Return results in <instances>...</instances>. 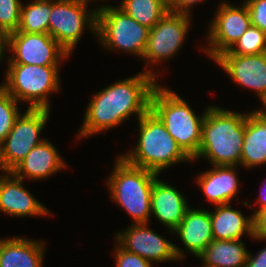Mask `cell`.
I'll list each match as a JSON object with an SVG mask.
<instances>
[{"label": "cell", "mask_w": 266, "mask_h": 267, "mask_svg": "<svg viewBox=\"0 0 266 267\" xmlns=\"http://www.w3.org/2000/svg\"><path fill=\"white\" fill-rule=\"evenodd\" d=\"M245 4L248 7L252 25L266 34V0H246Z\"/></svg>", "instance_id": "obj_29"}, {"label": "cell", "mask_w": 266, "mask_h": 267, "mask_svg": "<svg viewBox=\"0 0 266 267\" xmlns=\"http://www.w3.org/2000/svg\"><path fill=\"white\" fill-rule=\"evenodd\" d=\"M66 164L57 149L46 139L36 145L10 172L24 180L43 179L63 169Z\"/></svg>", "instance_id": "obj_17"}, {"label": "cell", "mask_w": 266, "mask_h": 267, "mask_svg": "<svg viewBox=\"0 0 266 267\" xmlns=\"http://www.w3.org/2000/svg\"><path fill=\"white\" fill-rule=\"evenodd\" d=\"M173 232L179 235L188 251L198 257L213 241L210 211L189 207Z\"/></svg>", "instance_id": "obj_18"}, {"label": "cell", "mask_w": 266, "mask_h": 267, "mask_svg": "<svg viewBox=\"0 0 266 267\" xmlns=\"http://www.w3.org/2000/svg\"><path fill=\"white\" fill-rule=\"evenodd\" d=\"M115 164L107 181L110 197L131 215L134 224H148L152 187L159 175L131 165L122 156Z\"/></svg>", "instance_id": "obj_5"}, {"label": "cell", "mask_w": 266, "mask_h": 267, "mask_svg": "<svg viewBox=\"0 0 266 267\" xmlns=\"http://www.w3.org/2000/svg\"><path fill=\"white\" fill-rule=\"evenodd\" d=\"M131 225L125 232L118 233L115 237L116 243L128 252L150 262L172 261L184 257L180 248L147 228L146 223Z\"/></svg>", "instance_id": "obj_13"}, {"label": "cell", "mask_w": 266, "mask_h": 267, "mask_svg": "<svg viewBox=\"0 0 266 267\" xmlns=\"http://www.w3.org/2000/svg\"><path fill=\"white\" fill-rule=\"evenodd\" d=\"M247 115L210 106L205 111L201 143L192 159L205 157L212 165L240 164Z\"/></svg>", "instance_id": "obj_2"}, {"label": "cell", "mask_w": 266, "mask_h": 267, "mask_svg": "<svg viewBox=\"0 0 266 267\" xmlns=\"http://www.w3.org/2000/svg\"><path fill=\"white\" fill-rule=\"evenodd\" d=\"M97 39L105 48L121 49L143 58L150 29L139 24L118 7L97 9Z\"/></svg>", "instance_id": "obj_7"}, {"label": "cell", "mask_w": 266, "mask_h": 267, "mask_svg": "<svg viewBox=\"0 0 266 267\" xmlns=\"http://www.w3.org/2000/svg\"><path fill=\"white\" fill-rule=\"evenodd\" d=\"M215 62L233 81L253 89L266 103V52L257 55H219Z\"/></svg>", "instance_id": "obj_14"}, {"label": "cell", "mask_w": 266, "mask_h": 267, "mask_svg": "<svg viewBox=\"0 0 266 267\" xmlns=\"http://www.w3.org/2000/svg\"><path fill=\"white\" fill-rule=\"evenodd\" d=\"M245 267H266V247L261 249L255 257L248 253Z\"/></svg>", "instance_id": "obj_33"}, {"label": "cell", "mask_w": 266, "mask_h": 267, "mask_svg": "<svg viewBox=\"0 0 266 267\" xmlns=\"http://www.w3.org/2000/svg\"><path fill=\"white\" fill-rule=\"evenodd\" d=\"M236 166L214 165L212 170L205 171L197 177L206 198L215 205L227 204L237 195L239 182Z\"/></svg>", "instance_id": "obj_20"}, {"label": "cell", "mask_w": 266, "mask_h": 267, "mask_svg": "<svg viewBox=\"0 0 266 267\" xmlns=\"http://www.w3.org/2000/svg\"><path fill=\"white\" fill-rule=\"evenodd\" d=\"M116 249V266L117 267H152L150 261L142 258L141 256L128 252L122 248L118 243Z\"/></svg>", "instance_id": "obj_30"}, {"label": "cell", "mask_w": 266, "mask_h": 267, "mask_svg": "<svg viewBox=\"0 0 266 267\" xmlns=\"http://www.w3.org/2000/svg\"><path fill=\"white\" fill-rule=\"evenodd\" d=\"M7 49L15 53L8 64L58 66L69 55L48 33L13 32L7 36Z\"/></svg>", "instance_id": "obj_10"}, {"label": "cell", "mask_w": 266, "mask_h": 267, "mask_svg": "<svg viewBox=\"0 0 266 267\" xmlns=\"http://www.w3.org/2000/svg\"><path fill=\"white\" fill-rule=\"evenodd\" d=\"M254 239L266 240V210L259 211L254 216Z\"/></svg>", "instance_id": "obj_31"}, {"label": "cell", "mask_w": 266, "mask_h": 267, "mask_svg": "<svg viewBox=\"0 0 266 267\" xmlns=\"http://www.w3.org/2000/svg\"><path fill=\"white\" fill-rule=\"evenodd\" d=\"M118 8L149 29L168 12L159 0H122Z\"/></svg>", "instance_id": "obj_25"}, {"label": "cell", "mask_w": 266, "mask_h": 267, "mask_svg": "<svg viewBox=\"0 0 266 267\" xmlns=\"http://www.w3.org/2000/svg\"><path fill=\"white\" fill-rule=\"evenodd\" d=\"M210 217L213 239H241L246 233L254 237V216L244 217L240 211L232 209L230 203L217 205Z\"/></svg>", "instance_id": "obj_21"}, {"label": "cell", "mask_w": 266, "mask_h": 267, "mask_svg": "<svg viewBox=\"0 0 266 267\" xmlns=\"http://www.w3.org/2000/svg\"><path fill=\"white\" fill-rule=\"evenodd\" d=\"M44 244L20 237L0 239V267H42Z\"/></svg>", "instance_id": "obj_22"}, {"label": "cell", "mask_w": 266, "mask_h": 267, "mask_svg": "<svg viewBox=\"0 0 266 267\" xmlns=\"http://www.w3.org/2000/svg\"><path fill=\"white\" fill-rule=\"evenodd\" d=\"M190 16L167 12L150 29L147 45L143 54L150 63H160L177 53L188 32ZM161 60V61H160Z\"/></svg>", "instance_id": "obj_12"}, {"label": "cell", "mask_w": 266, "mask_h": 267, "mask_svg": "<svg viewBox=\"0 0 266 267\" xmlns=\"http://www.w3.org/2000/svg\"><path fill=\"white\" fill-rule=\"evenodd\" d=\"M21 5L20 0H0V32L6 37L18 30Z\"/></svg>", "instance_id": "obj_28"}, {"label": "cell", "mask_w": 266, "mask_h": 267, "mask_svg": "<svg viewBox=\"0 0 266 267\" xmlns=\"http://www.w3.org/2000/svg\"><path fill=\"white\" fill-rule=\"evenodd\" d=\"M215 15L208 32L210 47L205 50L212 59L229 51L252 25L245 2L241 7L223 2Z\"/></svg>", "instance_id": "obj_11"}, {"label": "cell", "mask_w": 266, "mask_h": 267, "mask_svg": "<svg viewBox=\"0 0 266 267\" xmlns=\"http://www.w3.org/2000/svg\"><path fill=\"white\" fill-rule=\"evenodd\" d=\"M248 253L241 239H213L197 258L202 267H245Z\"/></svg>", "instance_id": "obj_23"}, {"label": "cell", "mask_w": 266, "mask_h": 267, "mask_svg": "<svg viewBox=\"0 0 266 267\" xmlns=\"http://www.w3.org/2000/svg\"><path fill=\"white\" fill-rule=\"evenodd\" d=\"M68 1H78V2H85V3H88L87 1H91V0H68Z\"/></svg>", "instance_id": "obj_37"}, {"label": "cell", "mask_w": 266, "mask_h": 267, "mask_svg": "<svg viewBox=\"0 0 266 267\" xmlns=\"http://www.w3.org/2000/svg\"><path fill=\"white\" fill-rule=\"evenodd\" d=\"M264 52H266V34L251 25L229 51L220 55H257Z\"/></svg>", "instance_id": "obj_26"}, {"label": "cell", "mask_w": 266, "mask_h": 267, "mask_svg": "<svg viewBox=\"0 0 266 267\" xmlns=\"http://www.w3.org/2000/svg\"><path fill=\"white\" fill-rule=\"evenodd\" d=\"M145 71L97 92L86 108L78 136L86 137L116 127L133 113L140 119L150 109L151 94L158 83L156 73Z\"/></svg>", "instance_id": "obj_1"}, {"label": "cell", "mask_w": 266, "mask_h": 267, "mask_svg": "<svg viewBox=\"0 0 266 267\" xmlns=\"http://www.w3.org/2000/svg\"><path fill=\"white\" fill-rule=\"evenodd\" d=\"M161 4L170 11L174 6L177 0H159Z\"/></svg>", "instance_id": "obj_36"}, {"label": "cell", "mask_w": 266, "mask_h": 267, "mask_svg": "<svg viewBox=\"0 0 266 267\" xmlns=\"http://www.w3.org/2000/svg\"><path fill=\"white\" fill-rule=\"evenodd\" d=\"M6 48H7V37L2 32H0V60L2 59L4 54L3 52Z\"/></svg>", "instance_id": "obj_35"}, {"label": "cell", "mask_w": 266, "mask_h": 267, "mask_svg": "<svg viewBox=\"0 0 266 267\" xmlns=\"http://www.w3.org/2000/svg\"><path fill=\"white\" fill-rule=\"evenodd\" d=\"M59 66L8 64L6 82L1 87L28 108L49 109L48 94L59 90Z\"/></svg>", "instance_id": "obj_6"}, {"label": "cell", "mask_w": 266, "mask_h": 267, "mask_svg": "<svg viewBox=\"0 0 266 267\" xmlns=\"http://www.w3.org/2000/svg\"><path fill=\"white\" fill-rule=\"evenodd\" d=\"M199 1L204 0H177L175 6L169 12L190 16V7Z\"/></svg>", "instance_id": "obj_32"}, {"label": "cell", "mask_w": 266, "mask_h": 267, "mask_svg": "<svg viewBox=\"0 0 266 267\" xmlns=\"http://www.w3.org/2000/svg\"><path fill=\"white\" fill-rule=\"evenodd\" d=\"M266 163V113L254 110L245 120L240 164L247 168Z\"/></svg>", "instance_id": "obj_19"}, {"label": "cell", "mask_w": 266, "mask_h": 267, "mask_svg": "<svg viewBox=\"0 0 266 267\" xmlns=\"http://www.w3.org/2000/svg\"><path fill=\"white\" fill-rule=\"evenodd\" d=\"M257 202L261 204L260 205L261 207L257 211L254 212L253 216H255L259 211L266 210V190H265V193L260 192V198L258 199Z\"/></svg>", "instance_id": "obj_34"}, {"label": "cell", "mask_w": 266, "mask_h": 267, "mask_svg": "<svg viewBox=\"0 0 266 267\" xmlns=\"http://www.w3.org/2000/svg\"><path fill=\"white\" fill-rule=\"evenodd\" d=\"M86 6L85 2L52 0L49 35L69 54L79 42L86 24L94 34H97L98 11L95 9L87 12Z\"/></svg>", "instance_id": "obj_9"}, {"label": "cell", "mask_w": 266, "mask_h": 267, "mask_svg": "<svg viewBox=\"0 0 266 267\" xmlns=\"http://www.w3.org/2000/svg\"><path fill=\"white\" fill-rule=\"evenodd\" d=\"M150 109L183 151L193 159L200 148L205 112L201 117L197 116L184 99L158 84L151 94Z\"/></svg>", "instance_id": "obj_4"}, {"label": "cell", "mask_w": 266, "mask_h": 267, "mask_svg": "<svg viewBox=\"0 0 266 267\" xmlns=\"http://www.w3.org/2000/svg\"><path fill=\"white\" fill-rule=\"evenodd\" d=\"M6 173L7 175L0 176L1 212L17 217L50 215L48 209L24 188L22 179L11 172Z\"/></svg>", "instance_id": "obj_15"}, {"label": "cell", "mask_w": 266, "mask_h": 267, "mask_svg": "<svg viewBox=\"0 0 266 267\" xmlns=\"http://www.w3.org/2000/svg\"><path fill=\"white\" fill-rule=\"evenodd\" d=\"M52 0H35L29 5H21L18 32L48 33Z\"/></svg>", "instance_id": "obj_24"}, {"label": "cell", "mask_w": 266, "mask_h": 267, "mask_svg": "<svg viewBox=\"0 0 266 267\" xmlns=\"http://www.w3.org/2000/svg\"><path fill=\"white\" fill-rule=\"evenodd\" d=\"M17 100L0 86V144L12 130L20 112Z\"/></svg>", "instance_id": "obj_27"}, {"label": "cell", "mask_w": 266, "mask_h": 267, "mask_svg": "<svg viewBox=\"0 0 266 267\" xmlns=\"http://www.w3.org/2000/svg\"><path fill=\"white\" fill-rule=\"evenodd\" d=\"M189 205L186 198L175 188L157 177L151 192V213L162 224L174 231L181 223Z\"/></svg>", "instance_id": "obj_16"}, {"label": "cell", "mask_w": 266, "mask_h": 267, "mask_svg": "<svg viewBox=\"0 0 266 267\" xmlns=\"http://www.w3.org/2000/svg\"><path fill=\"white\" fill-rule=\"evenodd\" d=\"M50 109L28 108L19 114L12 130L0 144V169L10 172L25 156L44 140L40 133L49 118Z\"/></svg>", "instance_id": "obj_8"}, {"label": "cell", "mask_w": 266, "mask_h": 267, "mask_svg": "<svg viewBox=\"0 0 266 267\" xmlns=\"http://www.w3.org/2000/svg\"><path fill=\"white\" fill-rule=\"evenodd\" d=\"M138 121L139 140L136 147L130 153L122 155L128 163L159 175L174 163L193 161L151 109Z\"/></svg>", "instance_id": "obj_3"}]
</instances>
